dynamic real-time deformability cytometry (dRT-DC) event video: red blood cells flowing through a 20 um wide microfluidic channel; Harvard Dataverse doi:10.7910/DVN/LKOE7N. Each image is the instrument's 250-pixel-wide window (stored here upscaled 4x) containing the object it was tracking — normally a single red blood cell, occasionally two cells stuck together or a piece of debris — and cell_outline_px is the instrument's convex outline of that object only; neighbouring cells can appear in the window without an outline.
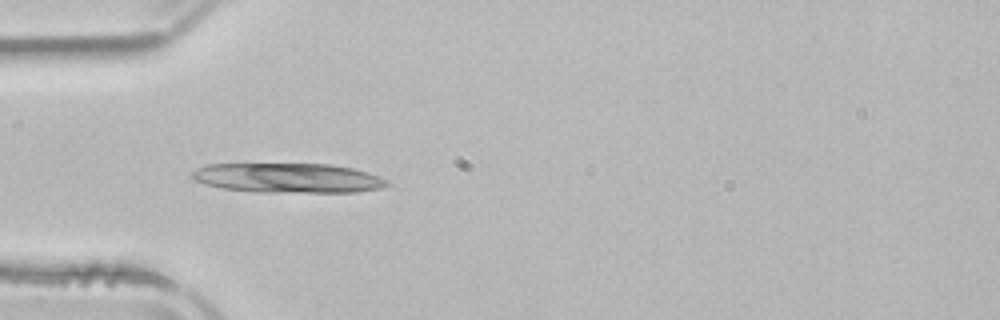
{"species": "common noctule bat (a hibernating species)", "species_latin": "Nyctalus noctula", "temperature_condition": "room temperature", "stored_images_in_passage": 3, "camera_frame_rate_fps": 3000, "um_per_image_px": 0.085, "animal": {"sex": "male", "body_mass_g": 21.5, "forearm_length_mm": 52.0}, "frame": {"image": 1, "passage_image": 2, "time_ms": 1.333, "image_size_px": [1000, 320], "cell_outline_px": [[392, 184], [384, 188], [356, 192], [260, 192], [224, 188], [204, 184], [192, 180], [188, 176], [196, 168], [208, 164], [328, 164], [352, 168], [368, 172], [380, 176], [388, 180]], "centroid_in_image_um": [24.5, 15.13], "position_along_channel_um": 60.5, "area_um2": 33.99}}